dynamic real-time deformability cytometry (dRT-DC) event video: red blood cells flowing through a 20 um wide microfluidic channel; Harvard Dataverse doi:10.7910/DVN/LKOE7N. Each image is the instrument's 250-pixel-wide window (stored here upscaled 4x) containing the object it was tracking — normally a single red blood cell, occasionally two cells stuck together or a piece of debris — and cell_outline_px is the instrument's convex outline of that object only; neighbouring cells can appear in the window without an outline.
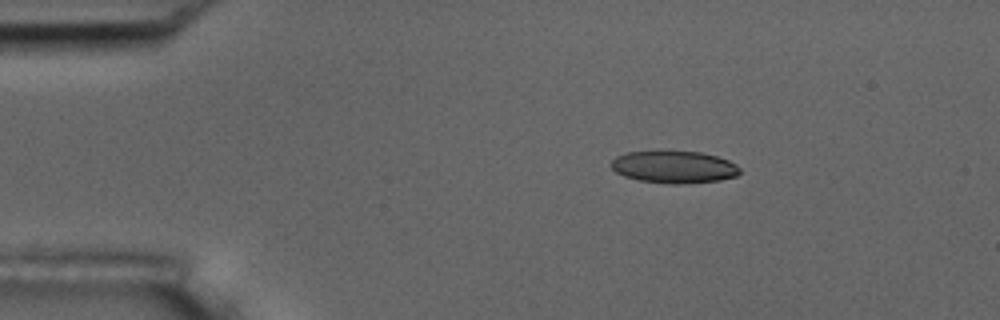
{"species": "common noctule bat (a hibernating species)", "species_latin": "Nyctalus noctula", "temperature_condition": "room temperature", "stored_images_in_passage": 3, "camera_frame_rate_fps": 3000, "um_per_image_px": 0.085, "animal": {"sex": "male", "body_mass_g": 17.5, "forearm_length_mm": 52.3}, "frame": {"image": 1, "passage_image": 1, "time_ms": 0.0, "image_size_px": [1000, 320], "cell_outline_px": [[740, 172], [736, 176], [720, 180], [680, 184], [672, 184], [640, 180], [624, 176], [616, 172], [612, 168], [612, 160], [616, 156], [628, 152], [660, 148], [700, 152], [716, 156], [728, 160], [736, 164], [740, 168]], "centroid_in_image_um": [57.27, 14.15], "position_along_channel_um": 27.7, "area_um2": 24.85}}